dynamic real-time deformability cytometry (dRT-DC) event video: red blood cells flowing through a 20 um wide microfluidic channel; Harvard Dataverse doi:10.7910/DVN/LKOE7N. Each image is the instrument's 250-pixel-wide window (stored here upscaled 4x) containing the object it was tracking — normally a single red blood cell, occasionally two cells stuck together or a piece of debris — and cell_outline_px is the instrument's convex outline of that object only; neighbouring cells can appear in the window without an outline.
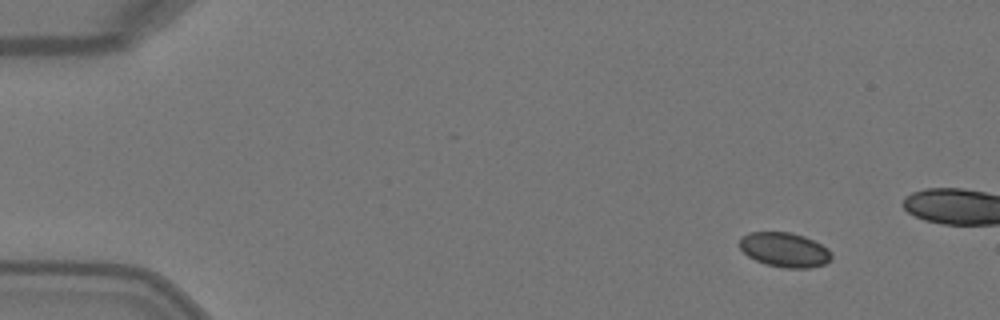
{"species": "Egyptian fruit bat (a non-hibernating species)", "species_latin": "Rousettus aegyptiacus", "temperature_condition": "warm", "stored_images_in_passage": 4, "camera_frame_rate_fps": 3000, "um_per_image_px": 0.085, "animal": {"sex": "female"}, "frame": {"image": 1, "passage_image": 1, "time_ms": 0.0, "image_size_px": [1000, 320], "cell_outline_px": [[832, 256], [824, 264], [808, 268], [784, 268], [764, 264], [748, 256], [740, 248], [740, 236], [748, 232], [788, 232], [804, 236], [828, 248]], "centroid_in_image_um": [66.65, 21.23], "position_along_channel_um": 18.3, "area_um2": 18.44}}